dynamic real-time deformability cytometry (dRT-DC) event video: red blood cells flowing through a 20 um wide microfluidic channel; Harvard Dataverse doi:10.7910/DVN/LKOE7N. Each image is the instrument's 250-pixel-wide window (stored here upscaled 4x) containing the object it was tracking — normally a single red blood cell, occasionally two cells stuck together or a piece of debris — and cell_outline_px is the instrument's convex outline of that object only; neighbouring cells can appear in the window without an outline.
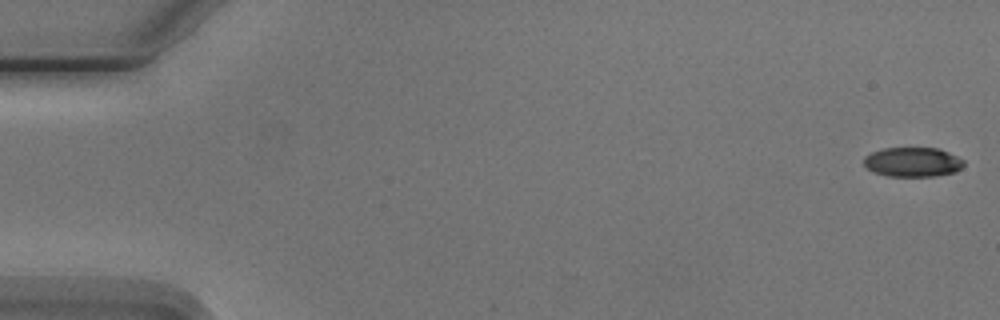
{"species": "Egyptian fruit bat (a non-hibernating species)", "species_latin": "Rousettus aegyptiacus", "temperature_condition": "cold", "stored_images_in_passage": 7, "camera_frame_rate_fps": 3000, "um_per_image_px": 0.085, "animal": {"sex": "male"}, "frame": {"image": 1, "passage_image": 1, "time_ms": 0.0, "image_size_px": [1000, 320], "cell_outline_px": [[964, 164], [956, 172], [936, 176], [888, 176], [872, 172], [864, 164], [864, 156], [880, 148], [940, 148], [964, 160]], "centroid_in_image_um": [77.57, 13.77], "position_along_channel_um": 7.4, "area_um2": 17.28}}
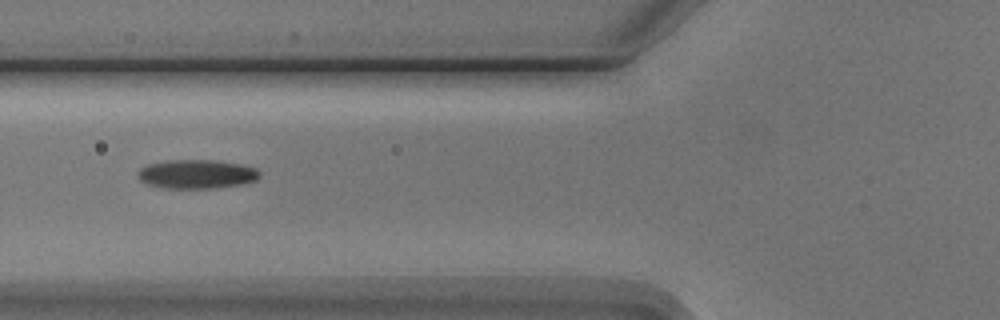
{"frame": {"image": 2, "passage_image": 6, "time_ms": 6.667, "image_size_px": [1000, 320], "cell_outline_px": [[260, 176], [256, 180], [244, 184], [216, 188], [164, 188], [148, 184], [140, 180], [136, 172], [140, 168], [148, 164], [172, 160], [208, 160], [240, 164], [256, 168], [260, 172]], "centroid_in_image_um": [16.72, 14.81], "position_along_channel_um": 109.1, "area_um2": 20.52}}
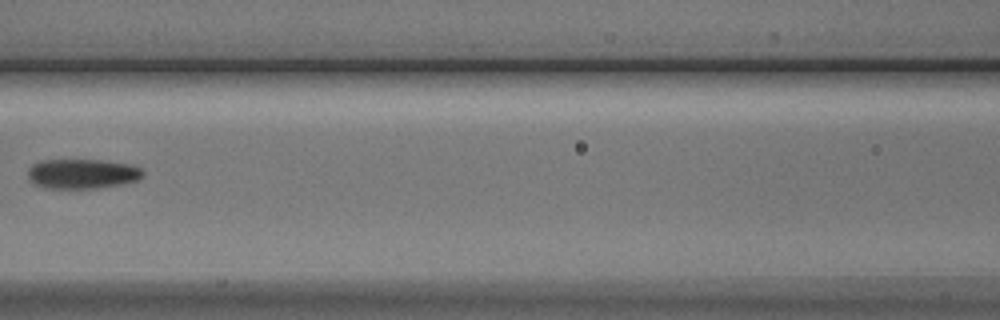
{"frame": {"image": 3, "passage_image": 7, "time_ms": 8.0, "image_size_px": [1000, 320], "cell_outline_px": [[144, 176], [136, 180], [124, 184], [96, 188], [44, 188], [32, 184], [28, 180], [28, 168], [32, 164], [44, 160], [100, 160], [128, 164], [140, 168], [144, 172]], "centroid_in_image_um": [6.95, 14.78], "position_along_channel_um": 159.6, "area_um2": 20.06}}